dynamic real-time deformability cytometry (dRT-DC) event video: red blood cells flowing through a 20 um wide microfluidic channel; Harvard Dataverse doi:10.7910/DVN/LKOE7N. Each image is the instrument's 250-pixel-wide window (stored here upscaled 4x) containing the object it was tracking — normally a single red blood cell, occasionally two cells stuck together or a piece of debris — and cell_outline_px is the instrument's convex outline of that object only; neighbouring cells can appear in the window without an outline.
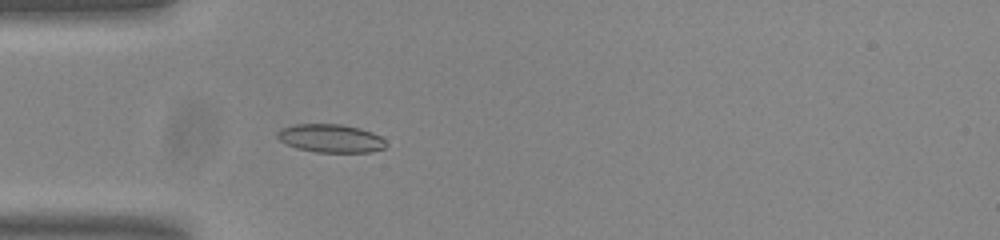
{"species": "common noctule bat (a hibernating species)", "species_latin": "Nyctalus noctula", "temperature_condition": "room temperature", "stored_images_in_passage": 54, "camera_frame_rate_fps": 3000, "um_per_image_px": 0.085, "animal": {"sex": "male", "body_mass_g": 20.0, "forearm_length_mm": 53.3}, "frame": {"image": 1, "passage_image": 16, "time_ms": 5.0, "image_size_px": [1000, 240], "cell_outline_px": [[388, 144], [384, 148], [368, 152], [316, 152], [296, 148], [280, 140], [276, 136], [276, 132], [280, 128], [296, 124], [340, 124], [360, 128], [372, 132], [380, 136]], "centroid_in_image_um": [28.1, 11.75], "position_along_channel_um": 56.9, "area_um2": 17.92}}
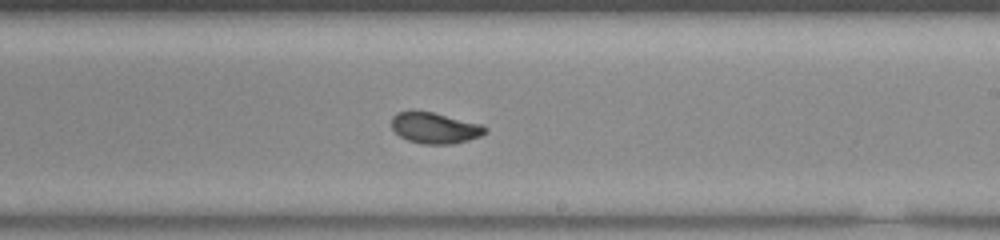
{"frame": {"image": 2, "passage_image": 32, "time_ms": 10.333, "image_size_px": [1000, 240], "cell_outline_px": [[488, 128], [480, 136], [468, 140], [452, 144], [424, 144], [408, 140], [400, 136], [392, 128], [392, 116], [396, 112], [412, 108], [432, 112], [480, 124]], "centroid_in_image_um": [36.89, 10.84], "position_along_channel_um": 252.1, "area_um2": 17.05}}
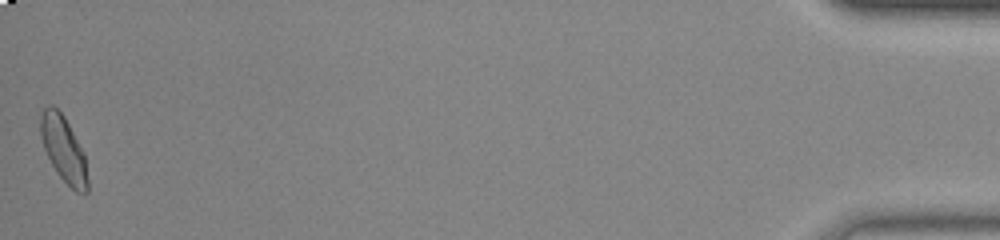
{"frame": {"image": 3, "passage_image": 54, "time_ms": 17.667, "image_size_px": [1000, 240], "cell_outline_px": [[88, 192], [76, 192], [60, 176], [52, 164], [44, 148], [40, 136], [40, 116], [44, 108], [48, 104], [52, 104], [64, 116], [84, 152], [88, 180]], "centroid_in_image_um": [5.4, 12.65], "position_along_channel_um": 429.8, "area_um2": 17.86}, "authors_computed_cell_mechanics": {"area_um2": 17.2244, "velocity_mm_per_s": 3.7468, "shape_relaxation_time_tau1_ms": 4.3255, "shape_relaxation_time_tau2_ms": 0.9587, "deformation_change_tau1": 0.1235, "deformation_change_tau2": 0.0489}}